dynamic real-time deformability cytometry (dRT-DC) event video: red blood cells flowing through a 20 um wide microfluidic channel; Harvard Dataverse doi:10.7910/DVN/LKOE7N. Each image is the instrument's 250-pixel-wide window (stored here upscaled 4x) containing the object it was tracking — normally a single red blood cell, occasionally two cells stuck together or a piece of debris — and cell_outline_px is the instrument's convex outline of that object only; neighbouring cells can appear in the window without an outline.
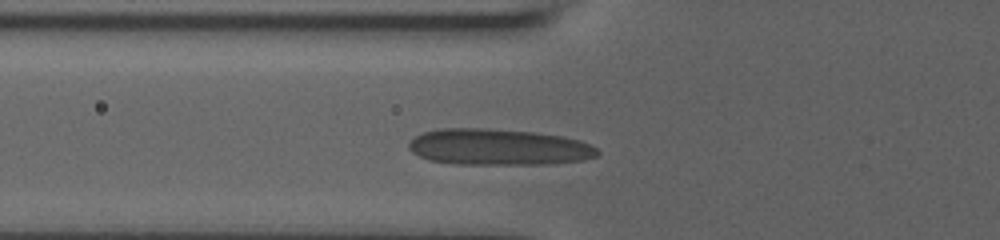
{"species": "human", "species_latin": "Homo sapiens", "temperature_condition": "room temperature", "stored_images_in_passage": 19, "camera_frame_rate_fps": 3000, "um_per_image_px": 0.085, "donor": {"sex": "male"}, "frame": {"image": 1, "passage_image": 5, "time_ms": 1.333, "image_size_px": [1000, 240], "cell_outline_px": [[600, 152], [596, 156], [584, 160], [552, 164], [456, 164], [428, 160], [412, 152], [408, 148], [408, 144], [416, 136], [424, 132], [440, 128], [488, 128], [532, 132], [564, 136], [580, 140], [596, 148]], "centroid_in_image_um": [42.38, 12.5], "position_along_channel_um": 83.4, "area_um2": 40.0}}
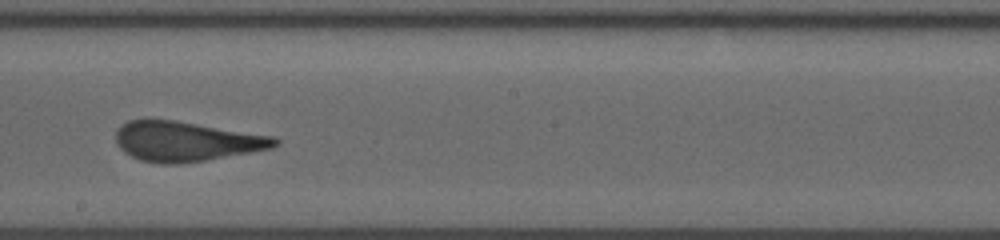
{"frame": {"image": 2, "passage_image": 11, "time_ms": 3.333, "image_size_px": [1000, 240], "cell_outline_px": [[280, 144], [272, 148], [204, 160], [176, 164], [160, 164], [140, 160], [124, 152], [116, 144], [116, 132], [120, 124], [128, 120], [172, 120], [276, 136], [280, 140]], "centroid_in_image_um": [15.82, 12.01], "position_along_channel_um": 232.4, "area_um2": 36.76}}
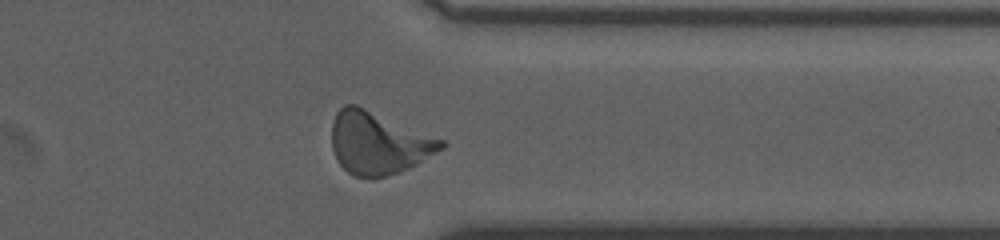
{"frame": {"image": 3, "passage_image": 17, "time_ms": 5.333, "image_size_px": [1000, 240], "cell_outline_px": [[448, 144], [444, 148], [416, 164], [408, 168], [384, 176], [352, 176], [336, 160], [332, 148], [332, 120], [336, 112], [344, 104], [356, 104], [444, 140]], "centroid_in_image_um": [32.14, 12.13], "position_along_channel_um": 379.3, "area_um2": 39.48}}